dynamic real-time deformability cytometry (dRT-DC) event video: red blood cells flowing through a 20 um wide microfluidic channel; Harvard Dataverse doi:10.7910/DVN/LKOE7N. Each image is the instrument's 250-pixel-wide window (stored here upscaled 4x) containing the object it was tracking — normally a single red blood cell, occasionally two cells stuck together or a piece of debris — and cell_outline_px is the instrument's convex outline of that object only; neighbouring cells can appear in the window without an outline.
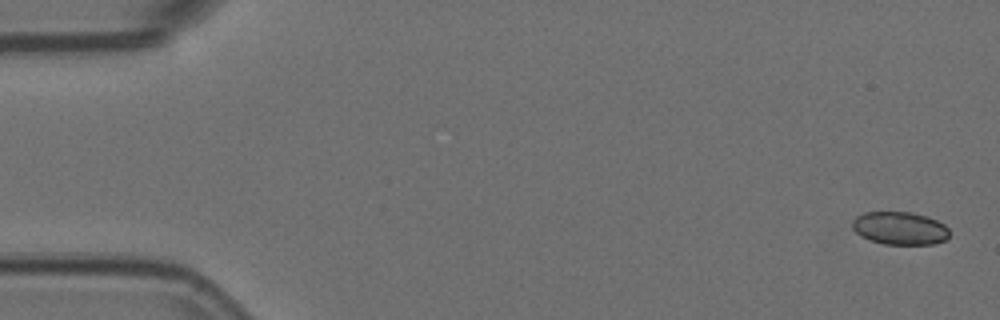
{"species": "Egyptian fruit bat (a non-hibernating species)", "species_latin": "Rousettus aegyptiacus", "temperature_condition": "room temperature", "stored_images_in_passage": 5, "camera_frame_rate_fps": 3000, "um_per_image_px": 0.085, "animal": {"sex": "female"}, "frame": {"image": 1, "passage_image": 1, "time_ms": 0.0, "image_size_px": [1000, 320], "cell_outline_px": [[948, 236], [944, 240], [936, 244], [884, 244], [860, 236], [852, 228], [852, 220], [856, 216], [864, 212], [912, 212], [928, 216], [944, 224], [948, 228]], "centroid_in_image_um": [76.48, 19.39], "position_along_channel_um": 8.5, "area_um2": 18.67}}
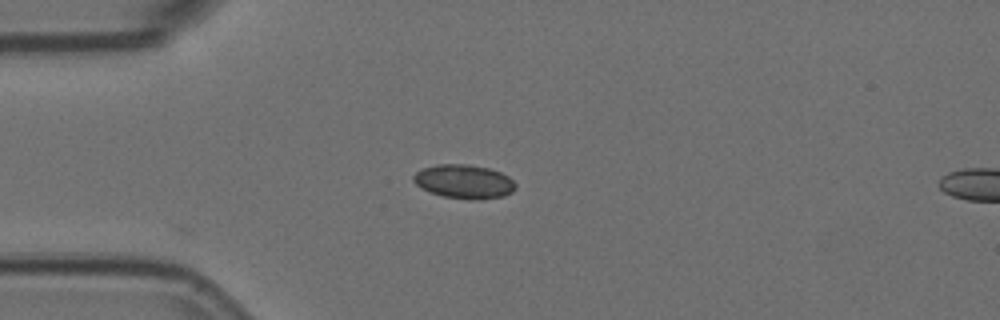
{"frame": {"image": 2, "passage_image": 5, "time_ms": 1.333, "image_size_px": [1000, 320], "cell_outline_px": [[516, 188], [512, 192], [504, 196], [480, 200], [472, 200], [444, 196], [420, 188], [412, 180], [412, 176], [416, 172], [424, 168], [436, 164], [468, 164], [488, 168], [500, 172], [508, 176], [516, 184]], "centroid_in_image_um": [39.45, 15.43], "position_along_channel_um": 45.5, "area_um2": 20.23}}